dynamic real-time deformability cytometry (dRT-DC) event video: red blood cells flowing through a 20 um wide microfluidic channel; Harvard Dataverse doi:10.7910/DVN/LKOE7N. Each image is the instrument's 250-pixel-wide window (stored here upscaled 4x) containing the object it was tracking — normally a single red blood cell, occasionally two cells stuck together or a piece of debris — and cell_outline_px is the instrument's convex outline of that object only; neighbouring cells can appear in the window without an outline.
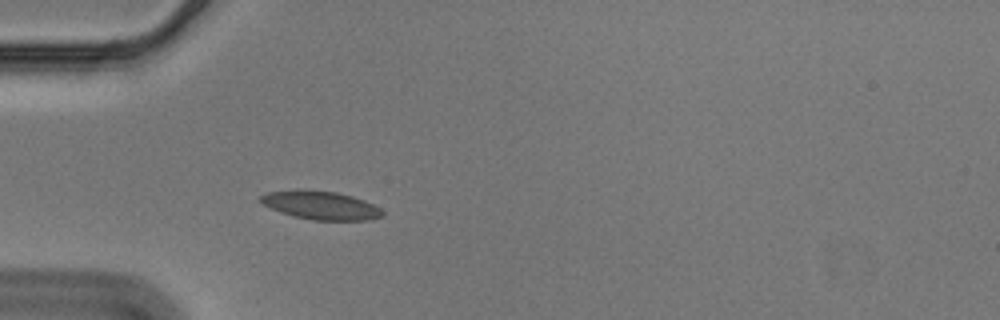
{"species": "Egyptian fruit bat (a non-hibernating species)", "species_latin": "Rousettus aegyptiacus", "temperature_condition": "cold", "stored_images_in_passage": 40, "camera_frame_rate_fps": 3000, "um_per_image_px": 0.085, "animal": {"sex": "male"}, "frame": {"image": 1, "passage_image": 1, "time_ms": 0.0, "image_size_px": [1000, 320], "cell_outline_px": [[384, 216], [372, 220], [312, 220], [292, 216], [280, 212], [264, 204], [260, 200], [260, 196], [268, 192], [300, 188], [336, 192], [352, 196], [364, 200], [380, 208], [384, 212]], "centroid_in_image_um": [27.28, 17.44], "position_along_channel_um": 57.7, "area_um2": 20.4}}
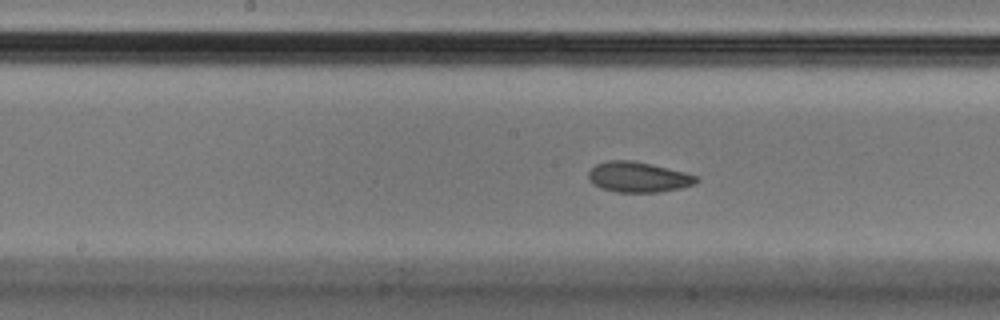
{"frame": {"image": 2, "passage_image": 13, "time_ms": 4.0, "image_size_px": [1000, 320], "cell_outline_px": [[700, 180], [692, 184], [680, 188], [660, 192], [616, 192], [600, 188], [592, 184], [588, 180], [588, 172], [596, 164], [608, 160], [632, 160], [652, 164], [700, 176]], "centroid_in_image_um": [54.23, 15.05], "position_along_channel_um": 194.0, "area_um2": 19.25}}
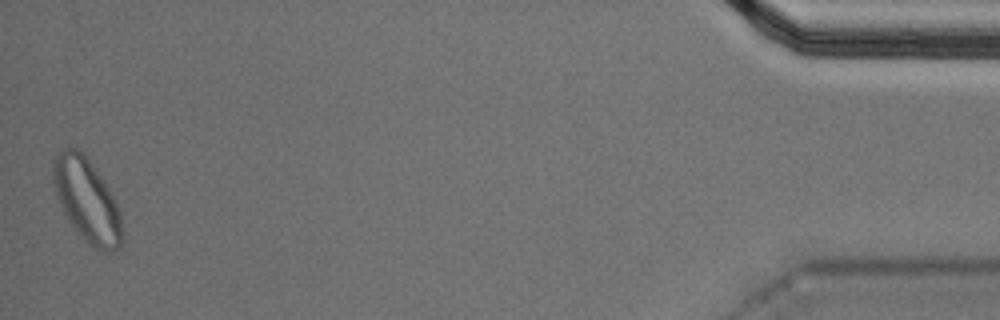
{"frame": {"image": 3, "passage_image": 40, "time_ms": 13.0, "image_size_px": [1000, 320], "cell_outline_px": [[124, 240], [120, 248], [112, 252], [100, 252], [88, 244], [76, 232], [68, 220], [56, 196], [52, 180], [52, 160], [56, 152], [60, 148], [76, 148], [84, 152], [96, 168], [108, 188], [120, 212], [124, 232]], "centroid_in_image_um": [7.38, 17.03], "position_along_channel_um": 427.8, "area_um2": 34.33}, "authors_computed_cell_mechanics": {"area_um2": 19.7098, "velocity_mm_per_s": 3.5381, "shape_relaxation_time_tau1_ms": 4.1271, "shape_relaxation_time_tau2_ms": 3.088, "deformation_change_tau1": 0.0978, "deformation_change_tau2": 0.0538}}